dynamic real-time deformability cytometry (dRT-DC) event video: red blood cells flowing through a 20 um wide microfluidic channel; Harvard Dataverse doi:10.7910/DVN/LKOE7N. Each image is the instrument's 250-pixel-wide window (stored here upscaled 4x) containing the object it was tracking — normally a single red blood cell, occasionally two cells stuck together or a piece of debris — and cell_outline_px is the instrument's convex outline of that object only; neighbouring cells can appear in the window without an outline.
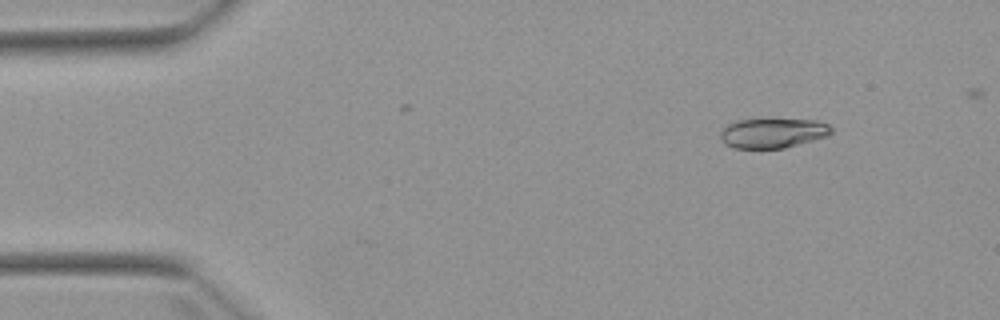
{"species": "Egyptian fruit bat (a non-hibernating species)", "species_latin": "Rousettus aegyptiacus", "temperature_condition": "warm", "stored_images_in_passage": 3, "camera_frame_rate_fps": 3000, "um_per_image_px": 0.085, "animal": {"sex": "female"}, "frame": {"image": 1, "passage_image": 2, "time_ms": 1.333, "image_size_px": [1000, 320], "cell_outline_px": [[832, 132], [828, 136], [784, 148], [732, 148], [724, 144], [720, 136], [720, 132], [728, 124], [736, 120], [816, 120], [828, 124], [832, 128]], "centroid_in_image_um": [65.68, 11.32], "position_along_channel_um": 19.3, "area_um2": 19.07}}